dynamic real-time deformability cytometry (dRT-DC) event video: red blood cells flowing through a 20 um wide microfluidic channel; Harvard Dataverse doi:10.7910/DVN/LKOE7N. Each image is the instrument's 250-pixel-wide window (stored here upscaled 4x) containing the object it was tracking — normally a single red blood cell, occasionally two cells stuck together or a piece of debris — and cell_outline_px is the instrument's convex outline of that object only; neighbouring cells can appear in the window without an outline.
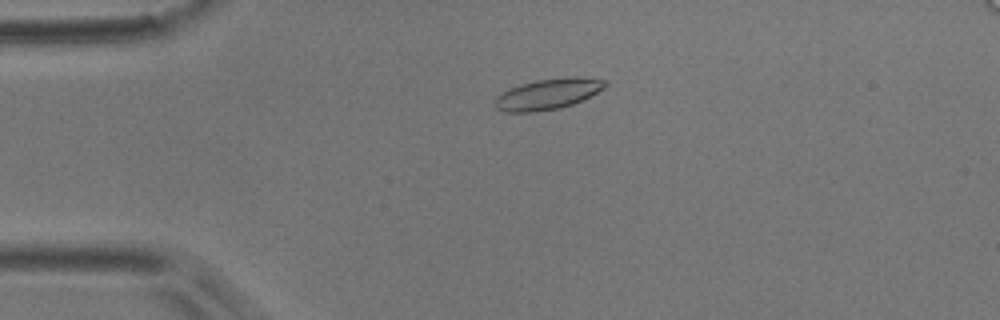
{"species": "common noctule bat (a hibernating species)", "species_latin": "Nyctalus noctula", "temperature_condition": "room temperature", "stored_images_in_passage": 52, "camera_frame_rate_fps": 3000, "um_per_image_px": 0.085, "animal": {"sex": "male", "body_mass_g": 17.9}, "frame": {"image": 1, "passage_image": 12, "time_ms": 3.667, "image_size_px": [1000, 320], "cell_outline_px": [[608, 84], [604, 88], [572, 104], [560, 108], [536, 112], [504, 112], [496, 108], [496, 96], [512, 88], [536, 80], [572, 76], [576, 76], [608, 80]], "centroid_in_image_um": [46.6, 7.99], "position_along_channel_um": 38.4, "area_um2": 19.48}}
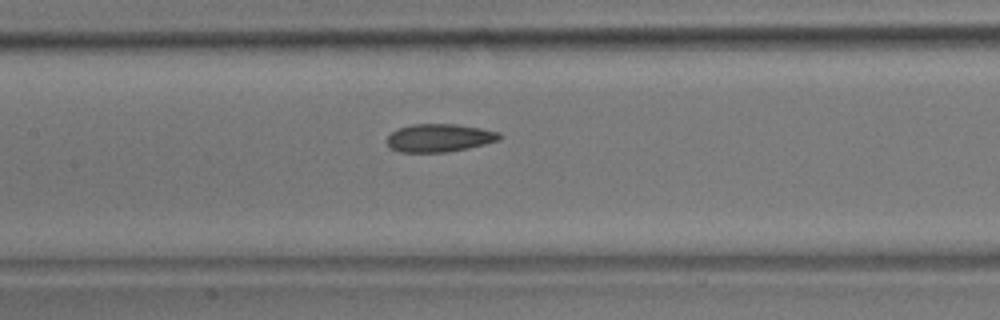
{"frame": {"image": 2, "passage_image": 25, "time_ms": 8.0, "image_size_px": [1000, 320], "cell_outline_px": [[504, 136], [500, 140], [468, 148], [444, 152], [400, 152], [392, 148], [388, 144], [388, 136], [392, 132], [400, 128], [412, 124], [456, 124], [480, 128], [500, 132]], "centroid_in_image_um": [37.4, 11.71], "position_along_channel_um": 170.0, "area_um2": 18.26}}
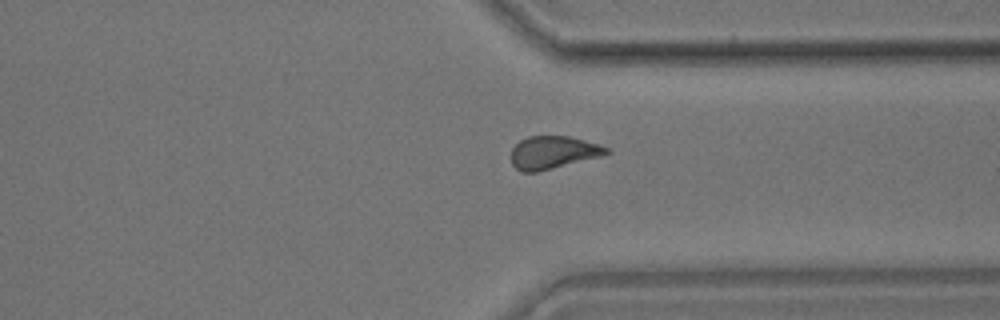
{"frame": {"image": 3, "passage_image": 40, "time_ms": 13.0, "image_size_px": [1000, 320], "cell_outline_px": [[612, 152], [600, 156], [536, 172], [520, 172], [512, 164], [512, 148], [520, 140], [528, 136], [568, 136], [600, 144], [608, 148]], "centroid_in_image_um": [47.0, 12.95], "position_along_channel_um": 364.4, "area_um2": 18.03}, "authors_computed_cell_mechanics": {"area_um2": 18.6694, "velocity_mm_per_s": 3.8875, "shape_relaxation_time_tau1_ms": 10.8937, "shape_relaxation_time_tau2_ms": 4.3167, "deformation_change_tau1": 0.2025, "deformation_change_tau2": 0.1223}}